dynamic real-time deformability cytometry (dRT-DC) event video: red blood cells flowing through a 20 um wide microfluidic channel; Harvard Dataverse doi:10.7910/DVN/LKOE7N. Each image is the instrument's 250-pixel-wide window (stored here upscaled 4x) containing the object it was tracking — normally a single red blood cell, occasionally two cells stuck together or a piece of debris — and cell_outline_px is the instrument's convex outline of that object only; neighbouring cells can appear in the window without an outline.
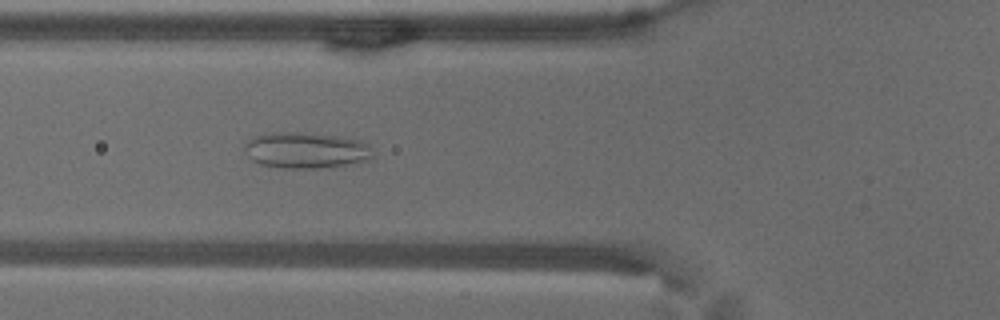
{"species": "common noctule bat (a hibernating species)", "species_latin": "Nyctalus noctula", "temperature_condition": "warm", "stored_images_in_passage": 57, "camera_frame_rate_fps": 3000, "um_per_image_px": 0.085, "animal": {"sex": "male", "body_mass_g": 18.8}, "frame": {"image": 1, "passage_image": 21, "time_ms": 6.667, "image_size_px": [1000, 320], "cell_outline_px": [[372, 156], [368, 160], [344, 164], [316, 168], [284, 168], [260, 164], [252, 160], [248, 156], [244, 148], [244, 144], [252, 136], [280, 132], [300, 132], [336, 136], [360, 140], [368, 144], [372, 148]], "centroid_in_image_um": [25.97, 12.76], "position_along_channel_um": 99.8, "area_um2": 26.7}}
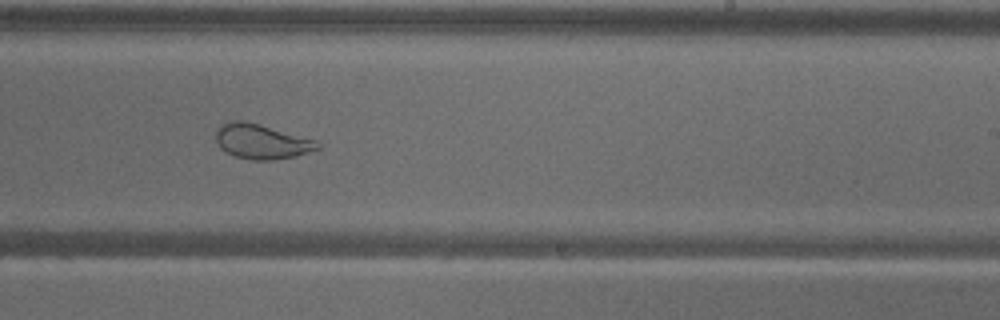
{"frame": {"image": 2, "passage_image": 35, "time_ms": 11.333, "image_size_px": [1000, 320], "cell_outline_px": [[320, 148], [296, 156], [272, 160], [248, 160], [236, 156], [220, 148], [216, 140], [216, 128], [232, 120], [244, 120], [260, 124], [316, 140], [320, 144]], "centroid_in_image_um": [22.23, 12.03], "position_along_channel_um": 266.8, "area_um2": 20.58}}
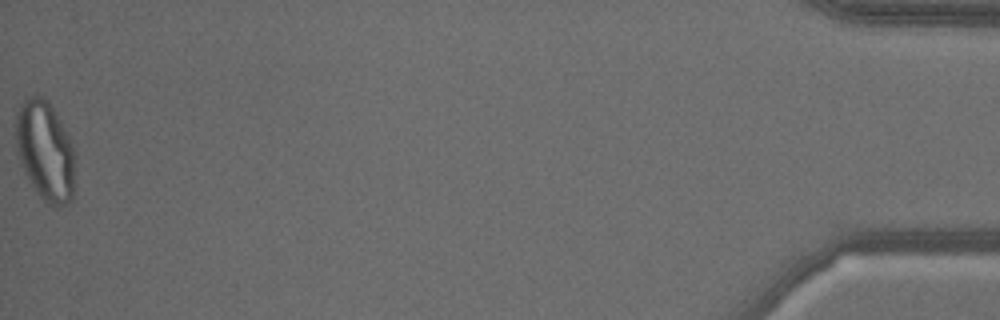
{"frame": {"image": 3, "passage_image": 57, "time_ms": 18.667, "image_size_px": [1000, 320], "cell_outline_px": [[72, 200], [68, 204], [56, 208], [52, 208], [36, 192], [24, 172], [16, 152], [16, 116], [20, 104], [28, 96], [44, 96], [48, 100], [68, 136], [72, 144]], "centroid_in_image_um": [3.79, 12.83], "position_along_channel_um": 431.4, "area_um2": 33.99}, "authors_computed_cell_mechanics": {"area_um2": 28.9578, "velocity_mm_per_s": 3.5725, "shape_relaxation_time_tau1_ms": null, "shape_relaxation_time_tau2_ms": 0.8786, "deformation_change_tau1": null, "deformation_change_tau2": 0.0776}}